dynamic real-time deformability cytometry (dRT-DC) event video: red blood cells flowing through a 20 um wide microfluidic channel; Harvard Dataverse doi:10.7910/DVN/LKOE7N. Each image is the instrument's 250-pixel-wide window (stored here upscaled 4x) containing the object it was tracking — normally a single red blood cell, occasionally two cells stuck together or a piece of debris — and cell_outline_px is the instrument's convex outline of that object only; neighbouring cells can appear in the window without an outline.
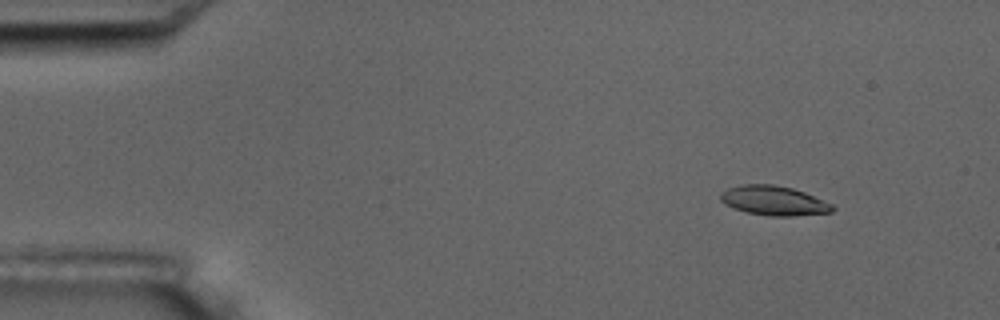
{"species": "common noctule bat (a hibernating species)", "species_latin": "Nyctalus noctula", "temperature_condition": "room temperature", "stored_images_in_passage": 6, "camera_frame_rate_fps": 3000, "um_per_image_px": 0.085, "animal": {"sex": "male", "body_mass_g": 17.5, "forearm_length_mm": 52.3}, "frame": {"image": 1, "passage_image": 2, "time_ms": 1.0, "image_size_px": [1000, 320], "cell_outline_px": [[836, 208], [832, 212], [792, 216], [768, 216], [748, 212], [724, 204], [720, 200], [720, 192], [728, 188], [744, 184], [772, 184], [792, 188], [804, 192], [832, 204]], "centroid_in_image_um": [65.77, 17.05], "position_along_channel_um": 19.2, "area_um2": 19.13}}
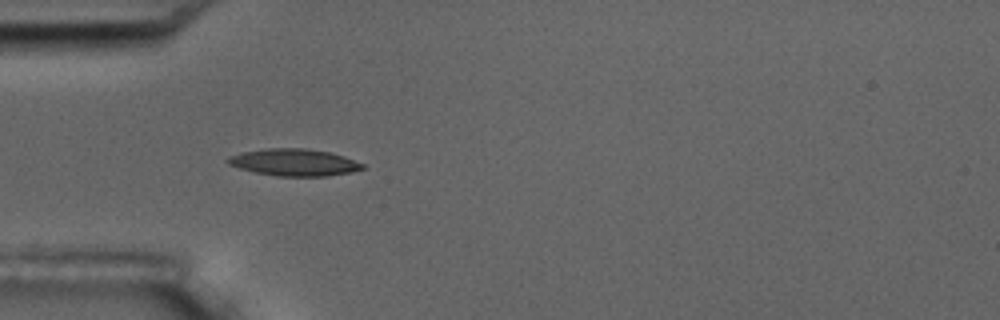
{"frame": {"image": 2, "passage_image": 5, "time_ms": 4.667, "image_size_px": [1000, 320], "cell_outline_px": [[364, 168], [352, 172], [328, 176], [276, 176], [256, 172], [240, 168], [228, 164], [224, 160], [228, 156], [240, 152], [268, 148], [304, 148], [328, 152], [344, 156], [364, 164]], "centroid_in_image_um": [24.97, 13.8], "position_along_channel_um": 60.0, "area_um2": 21.21}}